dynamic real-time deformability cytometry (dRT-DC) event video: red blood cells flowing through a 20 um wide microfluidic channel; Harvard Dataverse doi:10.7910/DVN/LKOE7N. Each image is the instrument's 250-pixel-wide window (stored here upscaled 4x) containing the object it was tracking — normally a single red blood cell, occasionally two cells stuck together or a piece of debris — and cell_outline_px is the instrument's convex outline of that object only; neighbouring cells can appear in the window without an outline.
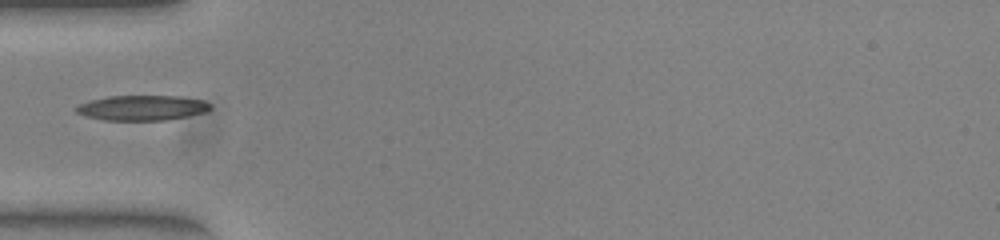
{"species": "common noctule bat (a hibernating species)", "species_latin": "Nyctalus noctula", "temperature_condition": "warm", "stored_images_in_passage": 36, "camera_frame_rate_fps": 3000, "um_per_image_px": 0.085, "animal": {"sex": "female", "body_mass_g": 23.0, "forearm_length_mm": 53.4}, "frame": {"image": 1, "passage_image": 1, "time_ms": 0.0, "image_size_px": [1000, 240], "cell_outline_px": [[212, 108], [204, 112], [188, 116], [164, 120], [104, 120], [88, 116], [76, 112], [76, 108], [80, 104], [92, 100], [108, 96], [180, 96], [204, 100], [212, 104]], "centroid_in_image_um": [12.14, 9.16], "position_along_channel_um": 72.9, "area_um2": 19.48}}
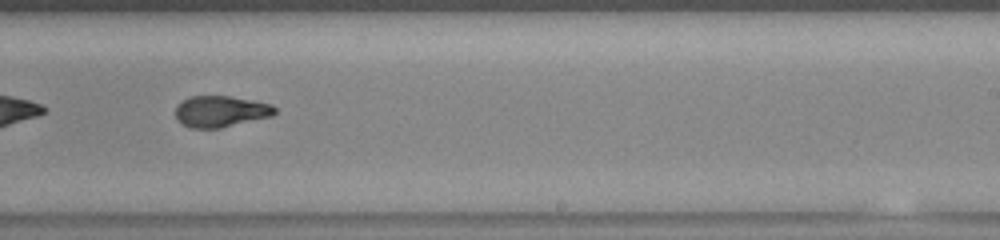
{"frame": {"image": 2, "passage_image": 16, "time_ms": 5.0, "image_size_px": [1000, 240], "cell_outline_px": [[276, 112], [272, 116], [220, 128], [192, 128], [180, 124], [176, 120], [176, 108], [188, 96], [228, 96], [252, 100], [272, 104], [276, 108]], "centroid_in_image_um": [18.76, 9.47], "position_along_channel_um": 270.2, "area_um2": 18.09}}
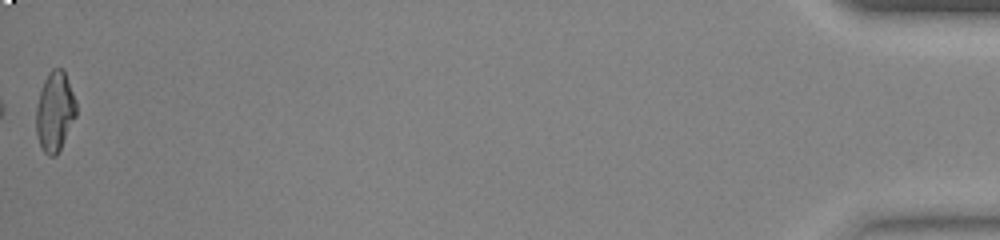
{"frame": {"image": 3, "passage_image": 36, "time_ms": 11.667, "image_size_px": [1000, 240], "cell_outline_px": [[76, 116], [56, 156], [48, 156], [44, 152], [40, 144], [36, 132], [36, 108], [40, 92], [44, 80], [48, 72], [52, 68], [64, 68], [76, 100]], "centroid_in_image_um": [4.67, 9.44], "position_along_channel_um": 430.5, "area_um2": 18.61}}